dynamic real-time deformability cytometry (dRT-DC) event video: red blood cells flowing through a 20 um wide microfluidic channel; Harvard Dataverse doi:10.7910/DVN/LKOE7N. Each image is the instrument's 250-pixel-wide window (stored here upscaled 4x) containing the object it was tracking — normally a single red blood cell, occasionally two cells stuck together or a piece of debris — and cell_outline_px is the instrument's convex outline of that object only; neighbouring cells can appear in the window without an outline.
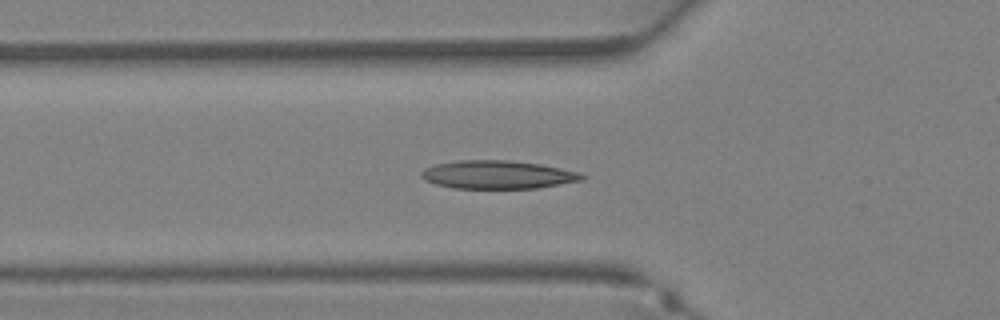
{"species": "Egyptian fruit bat (a non-hibernating species)", "species_latin": "Rousettus aegyptiacus", "temperature_condition": "warm", "stored_images_in_passage": 37, "camera_frame_rate_fps": 3000, "um_per_image_px": 0.085, "animal": {"sex": "female"}, "frame": {"image": 1, "passage_image": 12, "time_ms": 3.667, "image_size_px": [1000, 320], "cell_outline_px": [[588, 176], [584, 180], [536, 188], [452, 188], [436, 184], [424, 180], [420, 176], [420, 172], [424, 168], [436, 164], [456, 160], [508, 160], [540, 164], [580, 172]], "centroid_in_image_um": [42.3, 14.84], "position_along_channel_um": 83.5, "area_um2": 26.59}}
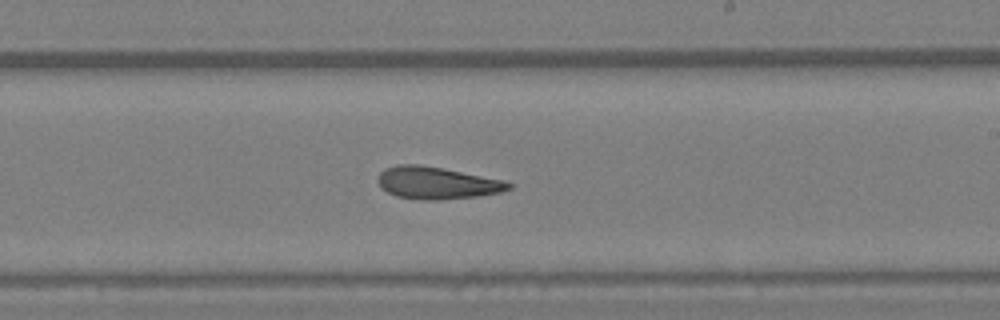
{"frame": {"image": 2, "passage_image": 21, "time_ms": 6.667, "image_size_px": [1000, 320], "cell_outline_px": [[512, 188], [500, 192], [476, 196], [440, 200], [420, 200], [396, 196], [388, 192], [376, 180], [380, 172], [384, 168], [400, 164], [416, 164], [444, 168], [504, 180], [512, 184]], "centroid_in_image_um": [37.13, 15.54], "position_along_channel_um": 251.9, "area_um2": 24.51}}
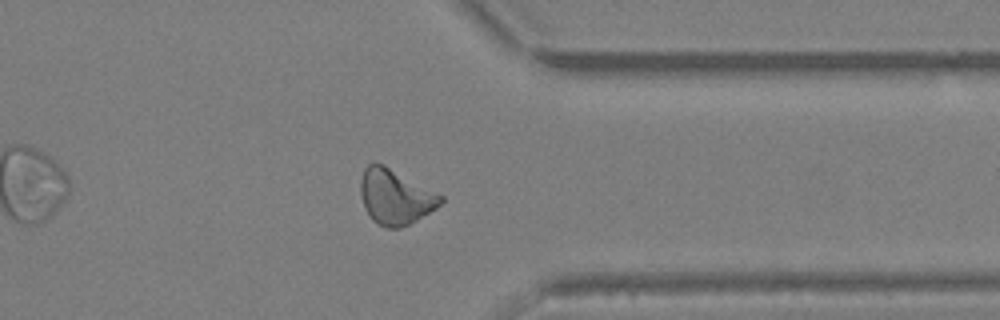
{"frame": {"image": 3, "passage_image": 28, "time_ms": 9.0, "image_size_px": [1000, 320], "cell_outline_px": [[444, 200], [436, 208], [416, 220], [400, 228], [388, 228], [372, 220], [364, 208], [360, 196], [360, 180], [364, 168], [368, 164], [384, 164], [444, 196]], "centroid_in_image_um": [33.58, 16.72], "position_along_channel_um": 377.8, "area_um2": 25.66}}